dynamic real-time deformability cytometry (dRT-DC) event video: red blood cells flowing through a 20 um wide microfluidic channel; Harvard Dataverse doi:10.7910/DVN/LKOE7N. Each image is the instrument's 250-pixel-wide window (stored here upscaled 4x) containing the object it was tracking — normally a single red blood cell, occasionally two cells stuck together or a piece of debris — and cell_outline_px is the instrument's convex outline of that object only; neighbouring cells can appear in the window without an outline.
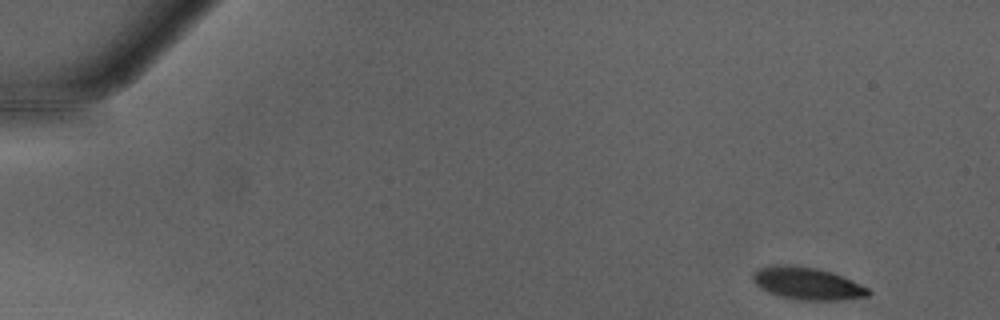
{"species": "Egyptian fruit bat (a non-hibernating species)", "species_latin": "Rousettus aegyptiacus", "temperature_condition": "warm", "stored_images_in_passage": 46, "camera_frame_rate_fps": 3000, "um_per_image_px": 0.085, "animal": {"sex": "male"}, "frame": {"image": 1, "passage_image": 1, "time_ms": 0.0, "image_size_px": [1000, 320], "cell_outline_px": [[872, 292], [868, 296], [836, 300], [796, 300], [780, 296], [768, 292], [760, 288], [752, 280], [752, 272], [756, 268], [772, 264], [792, 264], [816, 268], [832, 272], [844, 276], [868, 288]], "centroid_in_image_um": [68.56, 24.07], "position_along_channel_um": 16.4, "area_um2": 22.14}}
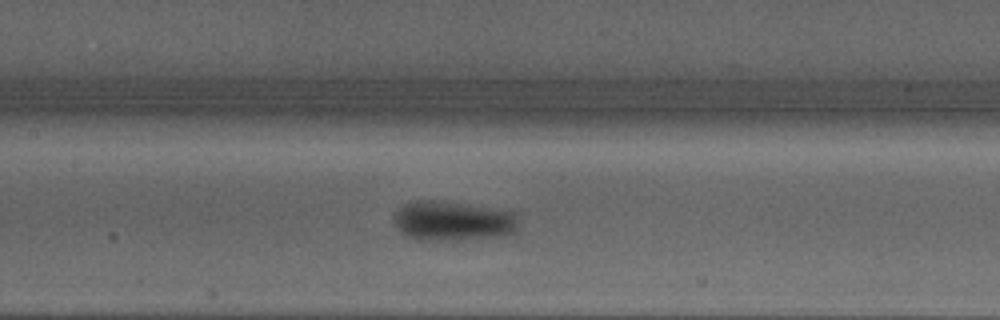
{"frame": {"image": 2, "passage_image": 21, "time_ms": 6.667, "image_size_px": [1000, 320], "cell_outline_px": [[520, 212], [516, 232], [504, 236], [456, 240], [416, 240], [408, 236], [392, 224], [392, 216], [404, 204], [416, 200], [432, 200], [492, 208]], "centroid_in_image_um": [38.52, 18.79], "position_along_channel_um": 168.9, "area_um2": 29.19}}
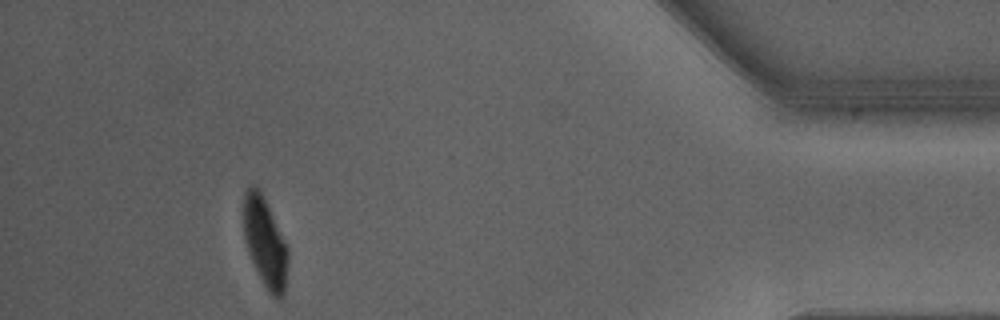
{"frame": {"image": 3, "passage_image": 42, "time_ms": 13.667, "image_size_px": [1000, 320], "cell_outline_px": [[288, 264], [284, 296], [280, 300], [276, 300], [268, 292], [248, 252], [244, 240], [244, 192], [252, 184], [256, 184], [264, 196], [288, 248]], "centroid_in_image_um": [22.54, 20.61], "position_along_channel_um": 412.7, "area_um2": 23.24}, "authors_computed_cell_mechanics": {"area_um2": 25.5187, "velocity_mm_per_s": 4.2682, "shape_relaxation_time_tau1_ms": 3.0595, "shape_relaxation_time_tau2_ms": null, "deformation_change_tau1": 0.1671, "deformation_change_tau2": null}}